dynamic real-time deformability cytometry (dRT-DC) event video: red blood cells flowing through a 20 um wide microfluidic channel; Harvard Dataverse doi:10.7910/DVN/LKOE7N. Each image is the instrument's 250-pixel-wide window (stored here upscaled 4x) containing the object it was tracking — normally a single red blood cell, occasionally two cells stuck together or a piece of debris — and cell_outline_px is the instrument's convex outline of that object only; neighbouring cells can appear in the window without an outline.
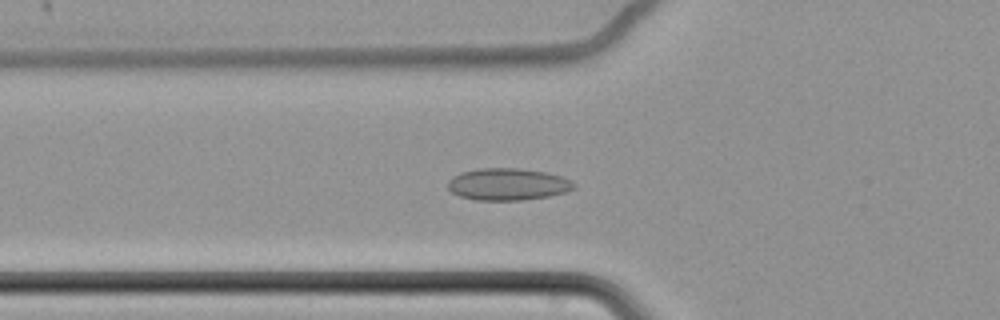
{"species": "common noctule bat (a hibernating species)", "species_latin": "Nyctalus noctula", "temperature_condition": "cold", "stored_images_in_passage": 66, "camera_frame_rate_fps": 3000, "um_per_image_px": 0.085, "animal": {"sex": "female", "body_mass_g": 22.7, "forearm_length_mm": 54.2}, "frame": {"image": 1, "passage_image": 27, "time_ms": 8.667, "image_size_px": [1000, 320], "cell_outline_px": [[576, 188], [568, 192], [548, 196], [524, 200], [476, 200], [460, 196], [452, 192], [448, 188], [448, 180], [452, 176], [460, 172], [476, 168], [520, 168], [544, 172], [560, 176], [572, 180], [576, 184]], "centroid_in_image_um": [43.17, 15.66], "position_along_channel_um": 82.6, "area_um2": 23.76}}
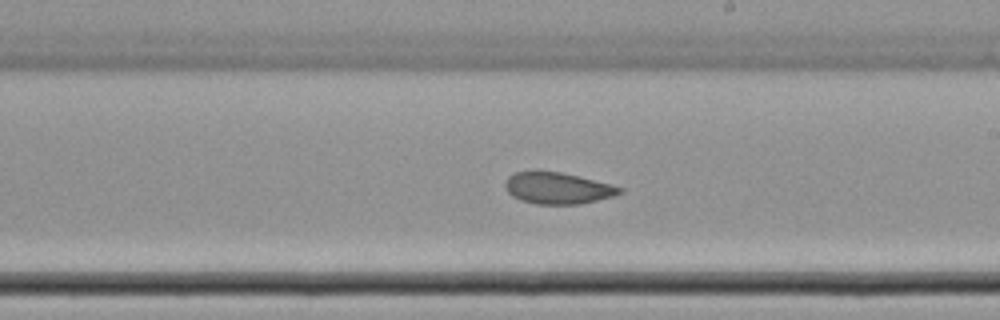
{"frame": {"image": 2, "passage_image": 41, "time_ms": 13.333, "image_size_px": [1000, 320], "cell_outline_px": [[624, 192], [612, 196], [580, 204], [536, 204], [520, 200], [512, 196], [508, 192], [504, 184], [508, 176], [516, 172], [532, 168], [540, 168], [580, 176], [612, 184], [624, 188]], "centroid_in_image_um": [47.37, 15.95], "position_along_channel_um": 241.6, "area_um2": 21.68}}
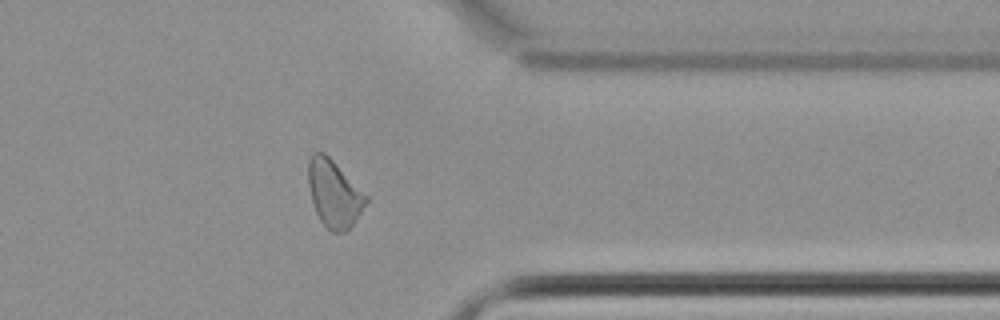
{"frame": {"image": 3, "passage_image": 54, "time_ms": 17.667, "image_size_px": [1000, 320], "cell_outline_px": [[368, 200], [352, 224], [344, 232], [332, 232], [320, 220], [312, 204], [308, 184], [308, 160], [312, 152], [324, 152], [368, 196]], "centroid_in_image_um": [28.36, 16.44], "position_along_channel_um": 383.0, "area_um2": 22.25}, "authors_computed_cell_mechanics": {"area_um2": 23.698, "velocity_mm_per_s": 3.422, "shape_relaxation_time_tau1_ms": null, "shape_relaxation_time_tau2_ms": 4.6542, "deformation_change_tau1": null, "deformation_change_tau2": 0.0652}}